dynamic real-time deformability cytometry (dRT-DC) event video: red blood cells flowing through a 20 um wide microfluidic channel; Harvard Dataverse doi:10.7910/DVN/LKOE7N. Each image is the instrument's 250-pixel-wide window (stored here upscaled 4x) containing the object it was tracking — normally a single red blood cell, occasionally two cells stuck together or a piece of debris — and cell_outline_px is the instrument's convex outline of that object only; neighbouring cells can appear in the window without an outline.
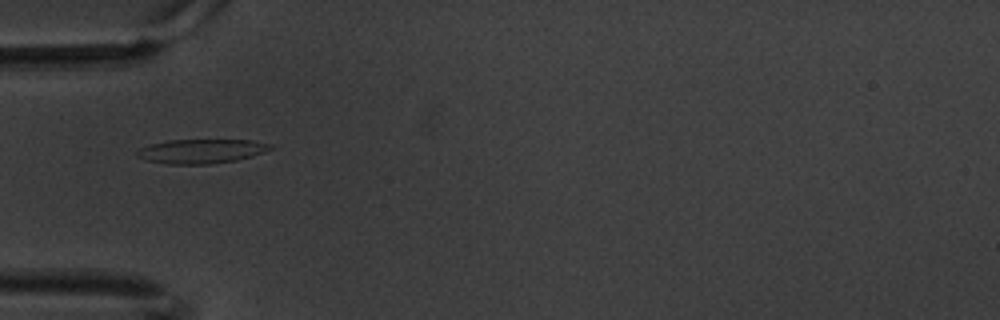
{"species": "common noctule bat (a hibernating species)", "species_latin": "Nyctalus noctula", "temperature_condition": "warm", "stored_images_in_passage": 6, "camera_frame_rate_fps": 3000, "um_per_image_px": 0.085, "animal": {"sex": "male", "body_mass_g": 20.1, "forearm_length_mm": 53.5}, "frame": {"image": 1, "passage_image": 2, "time_ms": 0.333, "image_size_px": [1000, 320], "cell_outline_px": [[276, 148], [252, 156], [236, 160], [208, 164], [168, 164], [144, 160], [136, 156], [136, 152], [140, 148], [148, 144], [168, 140], [252, 140], [272, 144]], "centroid_in_image_um": [17.11, 12.85], "position_along_channel_um": 67.9, "area_um2": 19.02}}
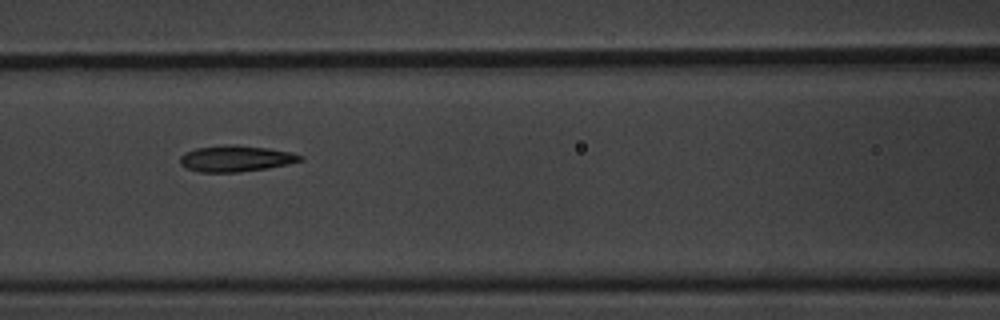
{"frame": {"image": 2, "passage_image": 4, "time_ms": 1.0, "image_size_px": [1000, 320], "cell_outline_px": [[304, 160], [288, 164], [268, 168], [236, 172], [200, 172], [184, 168], [180, 164], [180, 156], [184, 152], [196, 148], [228, 144], [236, 144], [268, 148], [292, 152], [304, 156]], "centroid_in_image_um": [20.04, 13.47], "position_along_channel_um": 146.6, "area_um2": 18.55}}
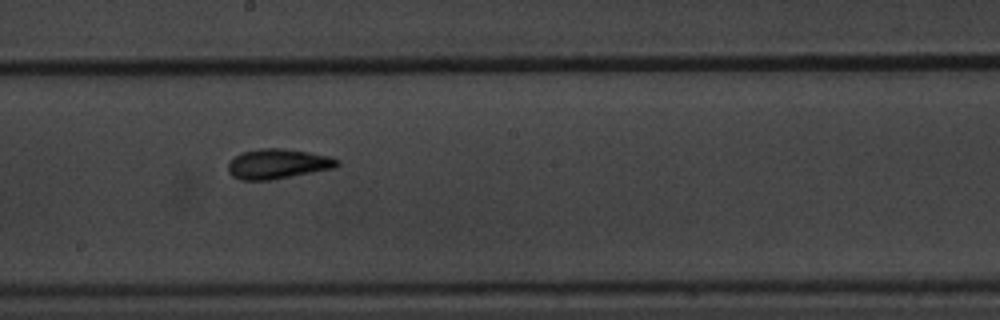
{"frame": {"image": 3, "passage_image": 6, "time_ms": 1.667, "image_size_px": [1000, 320], "cell_outline_px": [[340, 164], [336, 168], [272, 180], [240, 180], [232, 176], [228, 172], [228, 160], [240, 152], [260, 148], [284, 148], [308, 152], [328, 156], [340, 160]], "centroid_in_image_um": [23.59, 13.93], "position_along_channel_um": 224.6, "area_um2": 19.36}}